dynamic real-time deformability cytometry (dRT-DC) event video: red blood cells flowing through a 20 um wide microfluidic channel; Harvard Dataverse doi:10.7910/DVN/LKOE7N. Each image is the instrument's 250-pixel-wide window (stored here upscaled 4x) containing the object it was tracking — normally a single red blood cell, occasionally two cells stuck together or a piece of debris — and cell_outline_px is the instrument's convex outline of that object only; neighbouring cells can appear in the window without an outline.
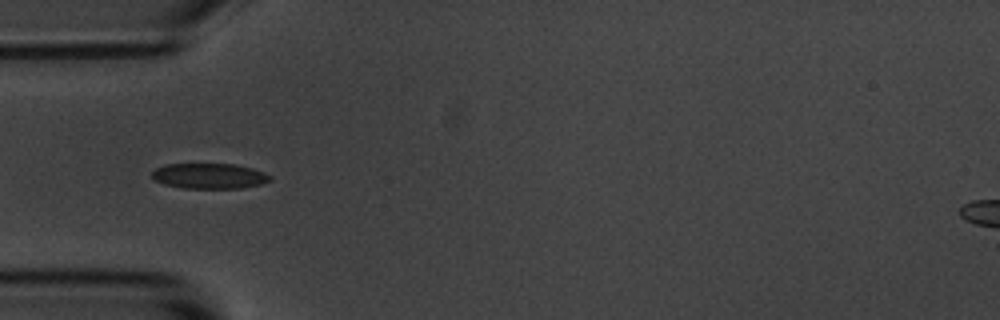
{"species": "common noctule bat (a hibernating species)", "species_latin": "Nyctalus noctula", "temperature_condition": "room temperature", "stored_images_in_passage": 9, "camera_frame_rate_fps": 3000, "um_per_image_px": 0.085, "animal": {"sex": "male", "body_mass_g": 20.1, "forearm_length_mm": 53.5}, "frame": {"image": 1, "passage_image": 4, "time_ms": 4.667, "image_size_px": [1000, 320], "cell_outline_px": [[272, 180], [260, 184], [240, 188], [184, 188], [164, 184], [156, 180], [152, 176], [152, 172], [156, 168], [164, 164], [236, 164], [252, 168], [264, 172], [272, 176]], "centroid_in_image_um": [17.82, 14.95], "position_along_channel_um": 67.2, "area_um2": 17.46}}
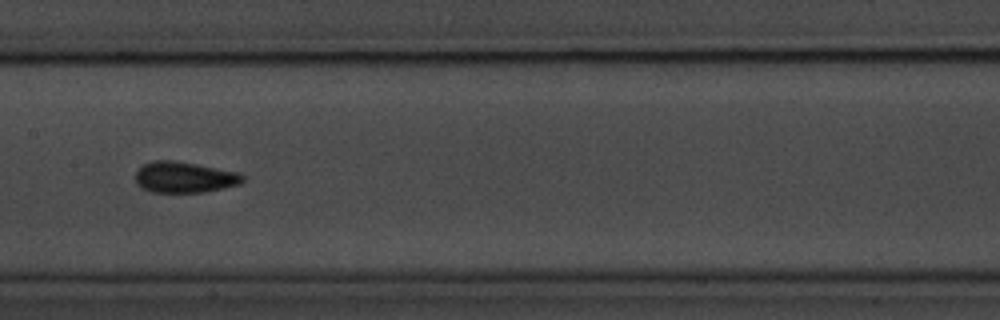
{"frame": {"image": 2, "passage_image": 7, "time_ms": 8.0, "image_size_px": [1000, 320], "cell_outline_px": [[244, 180], [240, 184], [224, 188], [204, 192], [152, 192], [140, 188], [136, 184], [136, 172], [144, 164], [152, 160], [176, 160], [240, 172], [244, 176]], "centroid_in_image_um": [15.68, 15.06], "position_along_channel_um": 191.7, "area_um2": 19.59}}
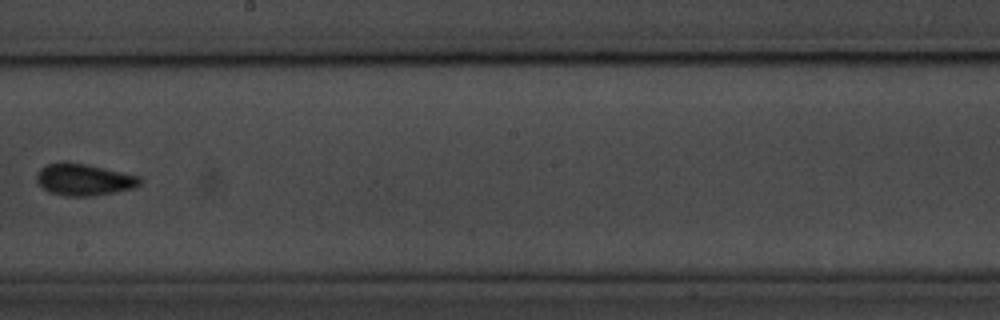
{"frame": {"image": 3, "passage_image": 8, "time_ms": 9.333, "image_size_px": [1000, 320], "cell_outline_px": [[144, 180], [136, 188], [92, 196], [64, 196], [52, 192], [36, 184], [36, 176], [40, 168], [48, 164], [84, 164], [104, 168], [140, 176]], "centroid_in_image_um": [7.18, 15.3], "position_along_channel_um": 241.0, "area_um2": 18.79}}